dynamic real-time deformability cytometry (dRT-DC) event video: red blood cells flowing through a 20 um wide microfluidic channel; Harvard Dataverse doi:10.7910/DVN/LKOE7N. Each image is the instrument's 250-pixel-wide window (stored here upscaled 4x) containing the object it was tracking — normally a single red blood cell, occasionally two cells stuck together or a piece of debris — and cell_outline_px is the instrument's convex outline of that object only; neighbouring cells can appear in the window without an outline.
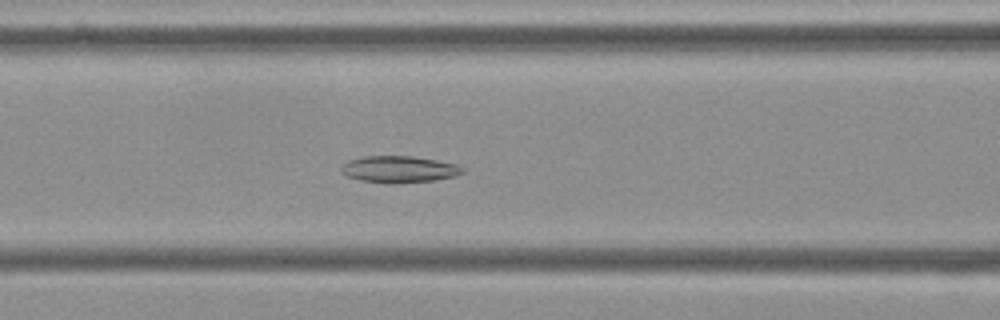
{"species": "Egyptian fruit bat (a non-hibernating species)", "species_latin": "Rousettus aegyptiacus", "temperature_condition": "cold", "stored_images_in_passage": 45, "camera_frame_rate_fps": 3000, "um_per_image_px": 0.085, "frame": {"image": 1, "passage_image": 12, "time_ms": 3.667, "image_size_px": [1000, 320], "cell_outline_px": [[464, 172], [456, 176], [432, 180], [392, 184], [360, 180], [344, 176], [340, 172], [340, 168], [348, 160], [364, 156], [412, 156], [436, 160], [456, 164], [464, 168]], "centroid_in_image_um": [33.88, 14.39], "position_along_channel_um": 132.7, "area_um2": 18.96}}
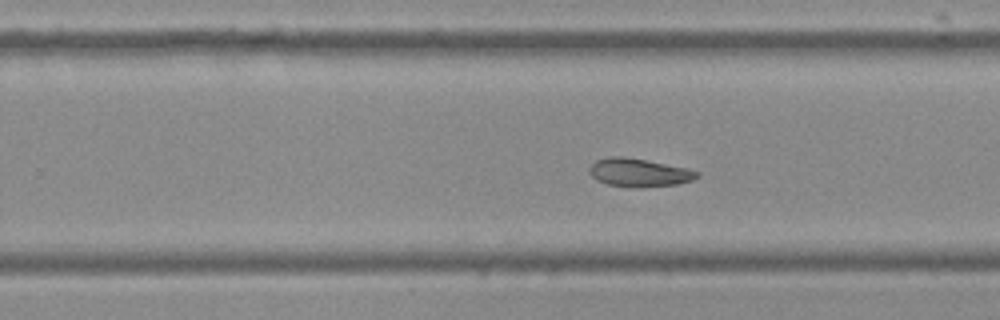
{"frame": {"image": 2, "passage_image": 24, "time_ms": 7.667, "image_size_px": [1000, 320], "cell_outline_px": [[700, 176], [692, 180], [676, 184], [608, 184], [596, 180], [588, 172], [588, 168], [596, 160], [608, 156], [624, 156], [688, 168], [700, 172]], "centroid_in_image_um": [54.3, 14.6], "position_along_channel_um": 275.5, "area_um2": 16.82}}
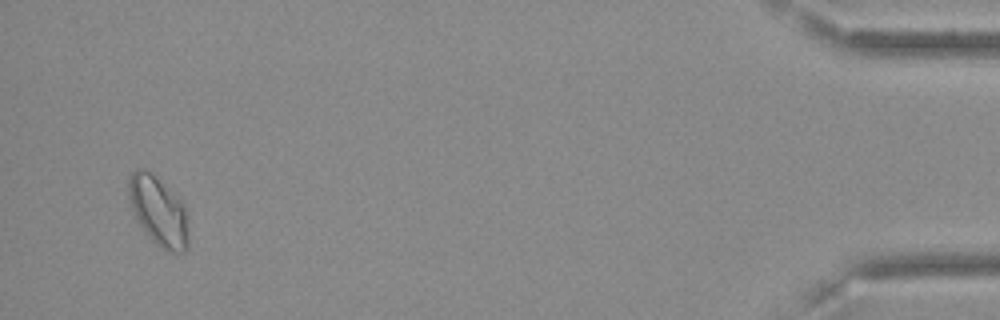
{"frame": {"image": 3, "passage_image": 43, "time_ms": 14.0, "image_size_px": [1000, 320], "cell_outline_px": [[188, 248], [184, 252], [168, 252], [160, 248], [148, 236], [140, 224], [132, 208], [128, 196], [128, 176], [136, 168], [144, 168], [180, 200], [188, 216]], "centroid_in_image_um": [13.47, 17.99], "position_along_channel_um": 421.7, "area_um2": 23.87}, "authors_computed_cell_mechanics": {"area_um2": 18.8428, "velocity_mm_per_s": 3.5721, "shape_relaxation_time_tau1_ms": null, "shape_relaxation_time_tau2_ms": 6.0844, "deformation_change_tau1": null, "deformation_change_tau2": 0.0978}}